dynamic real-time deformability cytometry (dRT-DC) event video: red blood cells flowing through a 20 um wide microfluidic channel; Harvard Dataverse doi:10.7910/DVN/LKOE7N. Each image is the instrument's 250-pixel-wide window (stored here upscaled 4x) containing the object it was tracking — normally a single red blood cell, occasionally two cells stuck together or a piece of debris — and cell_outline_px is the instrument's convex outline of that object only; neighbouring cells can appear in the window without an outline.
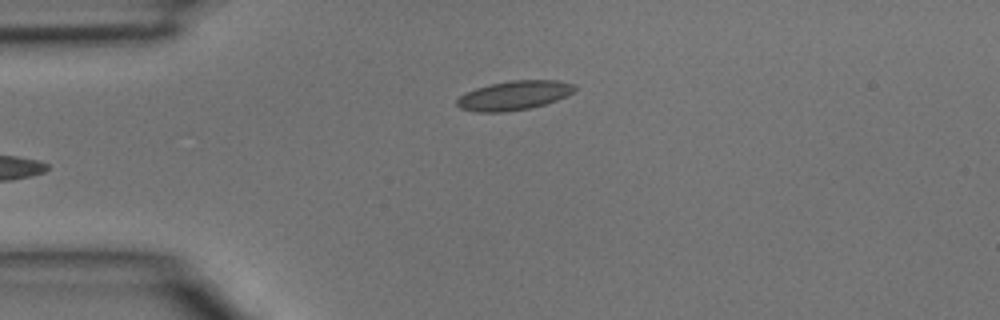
{"species": "common noctule bat (a hibernating species)", "species_latin": "Nyctalus noctula", "temperature_condition": "room temperature", "stored_images_in_passage": 4, "camera_frame_rate_fps": 3000, "um_per_image_px": 0.085, "animal": {"sex": "male", "body_mass_g": 15.6}, "frame": {"image": 1, "passage_image": 4, "time_ms": 1.0, "image_size_px": [1000, 320], "cell_outline_px": [[576, 88], [572, 92], [556, 100], [544, 104], [528, 108], [504, 112], [476, 112], [460, 108], [456, 104], [456, 100], [464, 92], [476, 88], [492, 84], [512, 80], [556, 80], [576, 84]], "centroid_in_image_um": [43.66, 8.11], "position_along_channel_um": 41.3, "area_um2": 19.88}}